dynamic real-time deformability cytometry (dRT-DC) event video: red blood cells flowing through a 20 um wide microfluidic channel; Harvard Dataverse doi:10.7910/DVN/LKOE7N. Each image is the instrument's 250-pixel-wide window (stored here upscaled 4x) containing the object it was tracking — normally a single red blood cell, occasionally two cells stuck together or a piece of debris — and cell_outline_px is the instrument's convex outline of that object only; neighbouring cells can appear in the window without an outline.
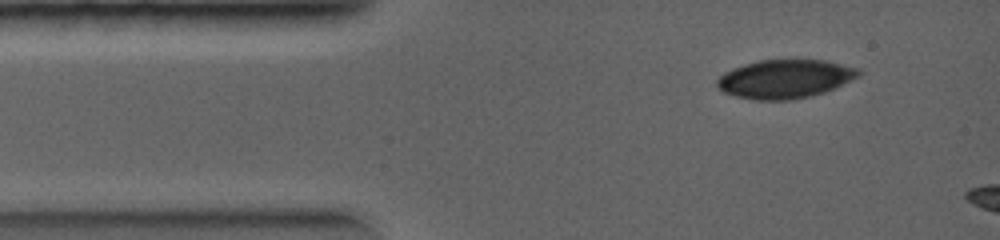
{"species": "common noctule bat (a hibernating species)", "species_latin": "Nyctalus noctula", "temperature_condition": "warm", "stored_images_in_passage": 3, "camera_frame_rate_fps": 5000, "um_per_image_px": 0.085, "animal": {"sex": "female", "body_mass_g": 19.0, "forearm_length_mm": 56.7}, "frame": {"image": 1, "passage_image": 1, "time_ms": 0.0, "image_size_px": [1000, 240], "cell_outline_px": [[860, 76], [836, 88], [812, 96], [792, 100], [752, 100], [736, 96], [724, 92], [716, 88], [716, 80], [724, 72], [732, 68], [744, 64], [760, 60], [824, 60], [860, 68]], "centroid_in_image_um": [66.72, 6.72], "position_along_channel_um": 18.3, "area_um2": 32.19}}